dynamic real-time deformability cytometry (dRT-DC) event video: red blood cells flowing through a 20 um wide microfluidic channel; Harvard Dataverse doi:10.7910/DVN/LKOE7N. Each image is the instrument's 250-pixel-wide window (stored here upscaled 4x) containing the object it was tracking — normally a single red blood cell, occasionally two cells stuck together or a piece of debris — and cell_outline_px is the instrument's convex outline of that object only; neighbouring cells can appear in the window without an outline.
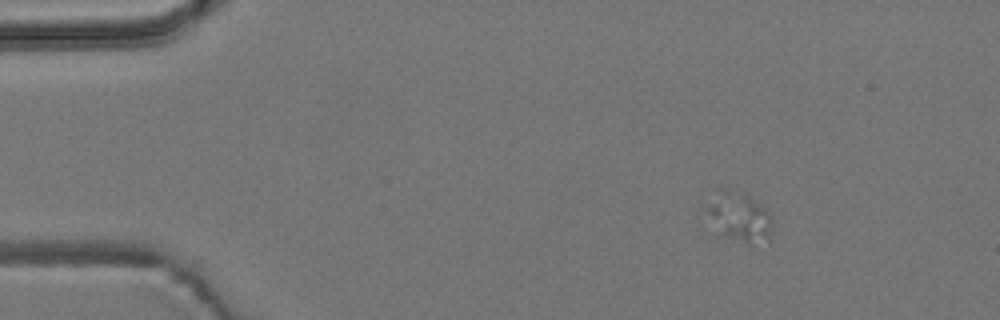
{"species": "common noctule bat (a hibernating species)", "species_latin": "Nyctalus noctula", "temperature_condition": "room temperature", "stored_images_in_passage": 7, "camera_frame_rate_fps": 3000, "um_per_image_px": 0.085, "animal": {"sex": "male", "body_mass_g": 19.2, "forearm_length_mm": 51.8}, "frame": {"image": 1, "passage_image": 3, "time_ms": 2.333, "image_size_px": [1000, 320], "cell_outline_px": [[772, 220], [768, 236], [748, 240], [744, 240], [716, 236], [744, 192], [764, 208], [768, 212]], "centroid_in_image_um": [63.47, 18.78], "position_along_channel_um": 21.5, "area_um2": 11.56}}
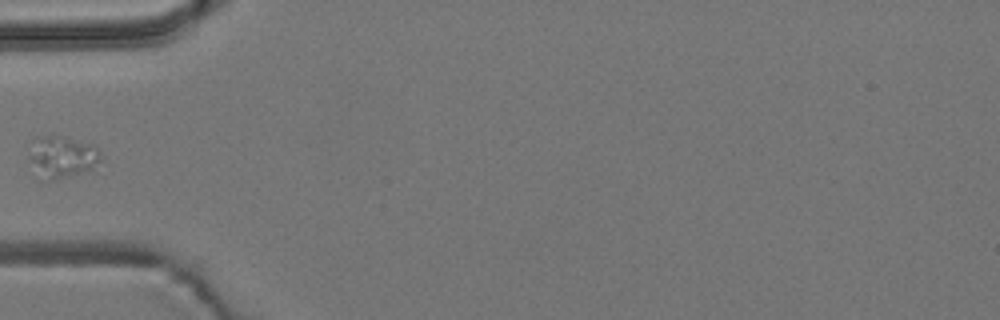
{"frame": {"image": 2, "passage_image": 6, "time_ms": 6.0, "image_size_px": [1000, 320], "cell_outline_px": [[100, 160], [96, 172], [52, 180], [36, 180], [28, 160], [28, 140], [36, 136], [60, 136], [92, 144], [100, 152]], "centroid_in_image_um": [5.21, 13.39], "position_along_channel_um": 79.8, "area_um2": 18.9}}
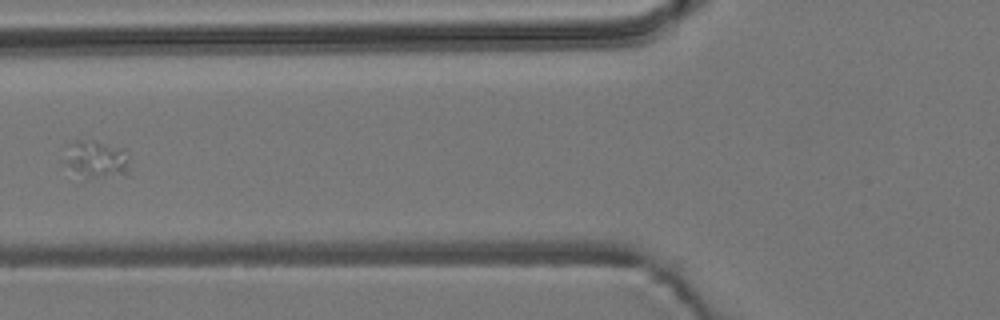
{"frame": {"image": 3, "passage_image": 7, "time_ms": 7.0, "image_size_px": [1000, 320], "cell_outline_px": [[128, 176], [88, 180], [84, 180], [64, 164], [64, 144], [76, 140], [92, 140], [124, 148], [128, 156]], "centroid_in_image_um": [8.14, 13.58], "position_along_channel_um": 117.7, "area_um2": 15.32}}